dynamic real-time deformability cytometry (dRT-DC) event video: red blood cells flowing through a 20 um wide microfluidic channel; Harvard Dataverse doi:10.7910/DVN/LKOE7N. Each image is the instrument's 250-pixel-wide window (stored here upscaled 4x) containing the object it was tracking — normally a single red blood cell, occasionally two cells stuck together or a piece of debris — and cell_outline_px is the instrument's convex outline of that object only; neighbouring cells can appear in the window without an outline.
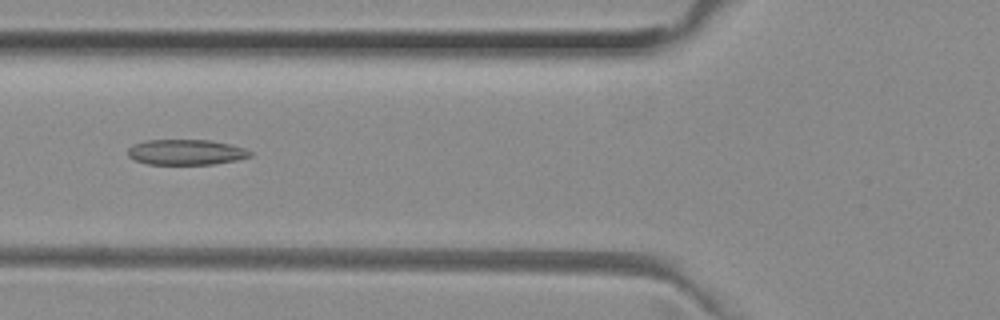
{"species": "common noctule bat (a hibernating species)", "species_latin": "Nyctalus noctula", "temperature_condition": "room temperature", "stored_images_in_passage": 37, "camera_frame_rate_fps": 3000, "um_per_image_px": 0.085, "animal": {"sex": "female", "body_mass_g": 29.2, "forearm_length_mm": 56.3}, "frame": {"image": 1, "passage_image": 14, "time_ms": 4.333, "image_size_px": [1000, 320], "cell_outline_px": [[252, 156], [236, 160], [212, 164], [148, 164], [136, 160], [128, 156], [128, 148], [132, 144], [148, 140], [208, 140], [228, 144], [244, 148], [252, 152]], "centroid_in_image_um": [15.8, 12.93], "position_along_channel_um": 110.0, "area_um2": 17.98}}
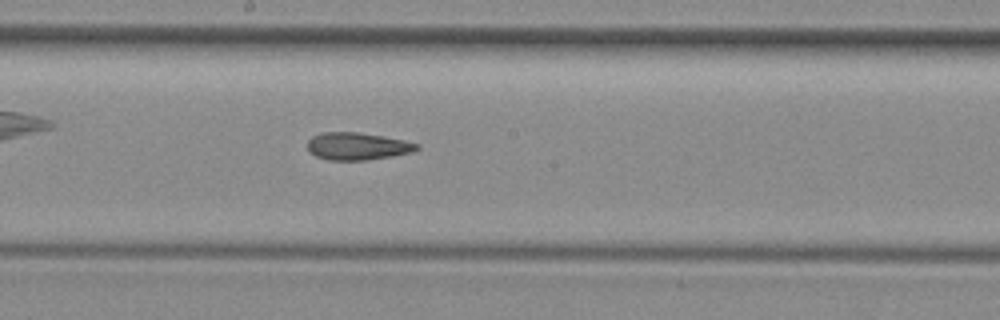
{"frame": {"image": 2, "passage_image": 22, "time_ms": 7.0, "image_size_px": [1000, 320], "cell_outline_px": [[420, 148], [416, 152], [368, 160], [328, 160], [316, 156], [308, 152], [308, 140], [312, 136], [324, 132], [356, 132], [384, 136], [404, 140], [420, 144]], "centroid_in_image_um": [30.41, 12.43], "position_along_channel_um": 217.8, "area_um2": 17.69}}
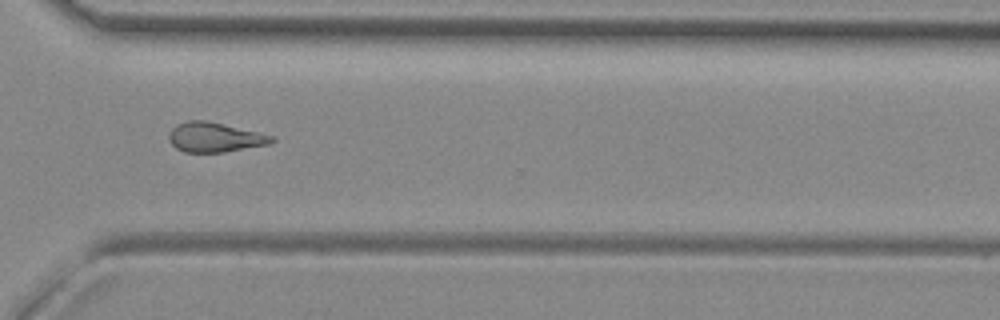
{"frame": {"image": 3, "passage_image": 32, "time_ms": 10.333, "image_size_px": [1000, 320], "cell_outline_px": [[276, 140], [268, 144], [224, 152], [184, 152], [176, 148], [168, 140], [168, 132], [176, 124], [188, 120], [208, 120], [276, 136]], "centroid_in_image_um": [18.24, 11.65], "position_along_channel_um": 352.4, "area_um2": 17.98}, "authors_computed_cell_mechanics": {"area_um2": 17.918, "velocity_mm_per_s": 4.0347, "shape_relaxation_time_tau1_ms": null, "shape_relaxation_time_tau2_ms": 3.7921, "deformation_change_tau1": null, "deformation_change_tau2": 0.1285}}